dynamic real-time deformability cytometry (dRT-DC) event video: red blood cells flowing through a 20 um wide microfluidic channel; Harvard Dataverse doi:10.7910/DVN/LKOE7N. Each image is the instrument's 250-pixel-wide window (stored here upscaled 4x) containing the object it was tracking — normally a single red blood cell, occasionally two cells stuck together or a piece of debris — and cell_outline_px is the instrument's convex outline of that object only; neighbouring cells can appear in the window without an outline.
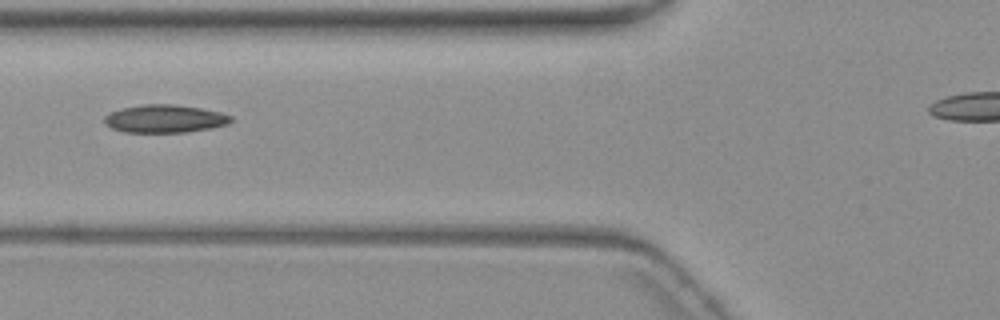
{"species": "common noctule bat (a hibernating species)", "species_latin": "Nyctalus noctula", "temperature_condition": "warm", "stored_images_in_passage": 7, "segment_of_instrument_passage": [1, 2], "camera_frame_rate_fps": 3000, "um_per_image_px": 0.085, "animal": {"sex": "female", "body_mass_g": 19.3, "forearm_length_mm": 54.1}, "frame": {"image": 1, "passage_image": 6, "time_ms": 7.0, "image_size_px": [1000, 320], "cell_outline_px": [[232, 120], [228, 124], [212, 128], [188, 132], [124, 132], [112, 128], [104, 124], [104, 116], [120, 108], [140, 104], [172, 104], [200, 108], [220, 112], [232, 116]], "centroid_in_image_um": [14.0, 10.09], "position_along_channel_um": 111.8, "area_um2": 20.69}}